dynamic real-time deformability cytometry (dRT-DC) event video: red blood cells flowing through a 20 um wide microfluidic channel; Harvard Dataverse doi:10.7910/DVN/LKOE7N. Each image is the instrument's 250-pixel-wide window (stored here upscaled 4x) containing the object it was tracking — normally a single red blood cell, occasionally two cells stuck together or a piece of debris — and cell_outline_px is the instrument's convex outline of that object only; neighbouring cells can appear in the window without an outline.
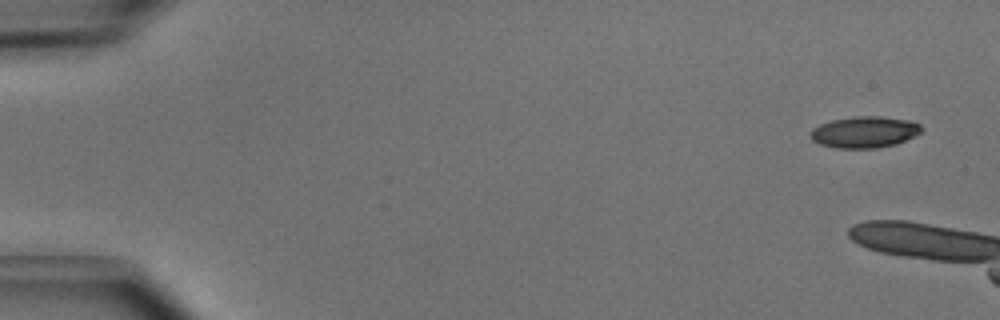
{"species": "common noctule bat (a hibernating species)", "species_latin": "Nyctalus noctula", "temperature_condition": "cold", "stored_images_in_passage": 4, "camera_frame_rate_fps": 3000, "um_per_image_px": 0.085, "animal": {"sex": "male", "body_mass_g": 15.6}, "frame": {"image": 1, "passage_image": 1, "time_ms": 0.0, "image_size_px": [1000, 320], "cell_outline_px": [[924, 128], [920, 132], [896, 144], [876, 148], [836, 148], [820, 144], [812, 140], [808, 136], [808, 132], [812, 128], [820, 124], [832, 120], [852, 116], [880, 116], [908, 120], [920, 124]], "centroid_in_image_um": [73.43, 11.22], "position_along_channel_um": 11.6, "area_um2": 20.4}}